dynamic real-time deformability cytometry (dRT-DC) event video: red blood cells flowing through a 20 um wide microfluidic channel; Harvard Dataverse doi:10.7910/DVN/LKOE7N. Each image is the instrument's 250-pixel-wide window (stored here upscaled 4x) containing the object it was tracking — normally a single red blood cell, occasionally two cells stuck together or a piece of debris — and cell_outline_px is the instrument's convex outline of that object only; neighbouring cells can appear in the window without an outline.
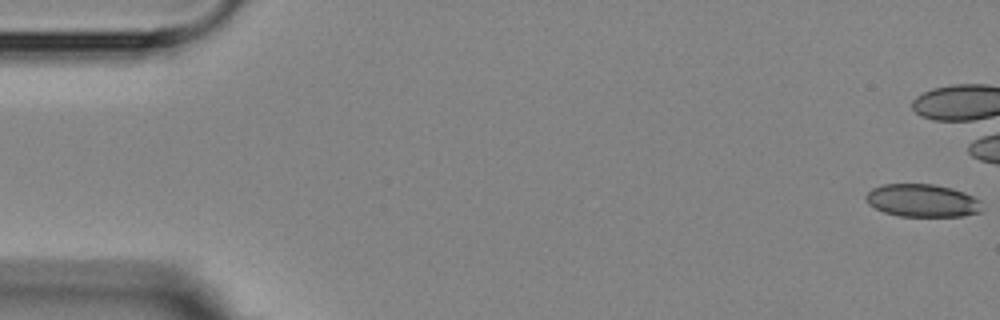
{"species": "Egyptian fruit bat (a non-hibernating species)", "species_latin": "Rousettus aegyptiacus", "temperature_condition": "room temperature", "stored_images_in_passage": 5, "camera_frame_rate_fps": 3000, "um_per_image_px": 0.085, "animal": {"sex": "female"}, "frame": {"image": 1, "passage_image": 1, "time_ms": 0.0, "image_size_px": [1000, 320], "cell_outline_px": [[984, 212], [964, 216], [900, 216], [884, 212], [868, 204], [864, 196], [872, 188], [884, 184], [936, 184], [952, 188], [964, 192], [980, 200]], "centroid_in_image_um": [78.43, 17.05], "position_along_channel_um": 6.6, "area_um2": 22.43}}